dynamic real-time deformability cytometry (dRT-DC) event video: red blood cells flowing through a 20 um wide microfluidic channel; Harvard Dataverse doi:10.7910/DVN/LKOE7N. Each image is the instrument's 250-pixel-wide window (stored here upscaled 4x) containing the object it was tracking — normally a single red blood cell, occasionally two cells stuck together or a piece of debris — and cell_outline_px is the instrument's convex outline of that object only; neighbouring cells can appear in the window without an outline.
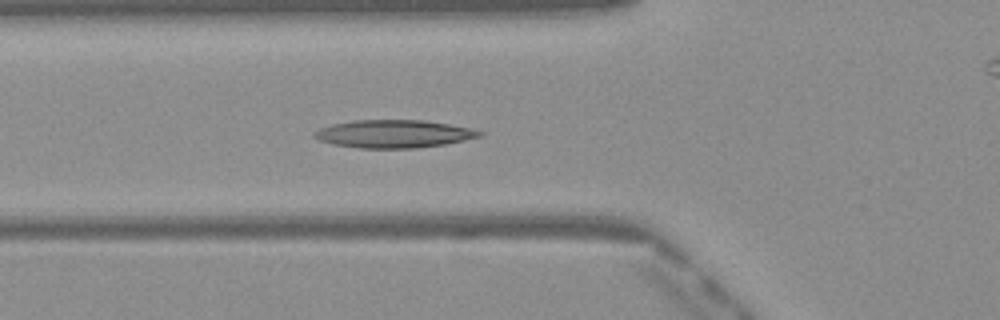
{"species": "Egyptian fruit bat (a non-hibernating species)", "species_latin": "Rousettus aegyptiacus", "temperature_condition": "warm", "stored_images_in_passage": 37, "camera_frame_rate_fps": 3000, "um_per_image_px": 0.085, "frame": {"image": 1, "passage_image": 8, "time_ms": 2.333, "image_size_px": [1000, 320], "cell_outline_px": [[484, 136], [444, 144], [416, 148], [360, 148], [336, 144], [320, 140], [312, 136], [312, 132], [320, 128], [332, 124], [352, 120], [424, 120], [472, 128], [484, 132]], "centroid_in_image_um": [33.49, 11.37], "position_along_channel_um": 92.3, "area_um2": 26.82}}
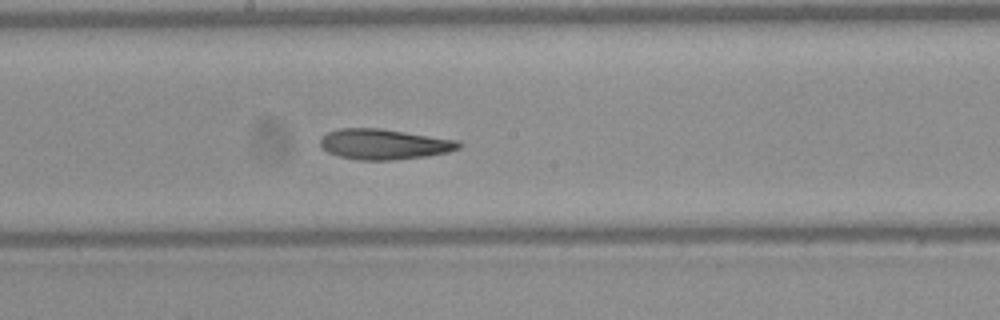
{"frame": {"image": 2, "passage_image": 17, "time_ms": 5.333, "image_size_px": [1000, 320], "cell_outline_px": [[464, 144], [460, 148], [448, 152], [428, 156], [392, 160], [360, 160], [340, 156], [328, 152], [320, 148], [320, 140], [328, 132], [340, 128], [380, 128], [460, 140]], "centroid_in_image_um": [32.69, 12.25], "position_along_channel_um": 215.5, "area_um2": 24.74}}
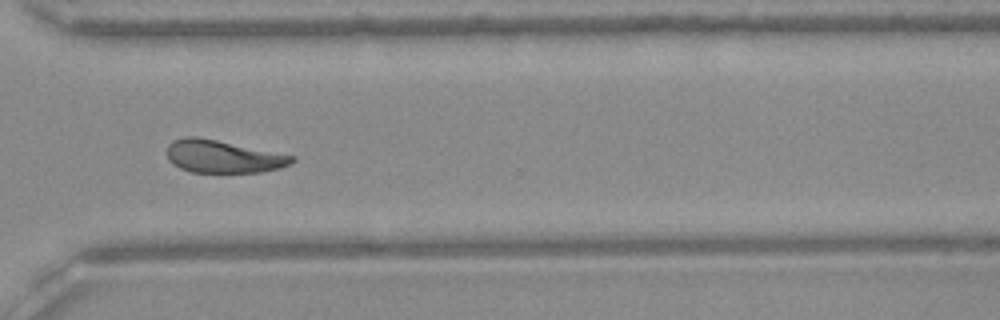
{"frame": {"image": 3, "passage_image": 27, "time_ms": 8.667, "image_size_px": [1000, 320], "cell_outline_px": [[296, 160], [292, 164], [280, 168], [260, 172], [192, 172], [180, 168], [172, 164], [168, 160], [168, 144], [172, 140], [184, 136], [196, 136], [296, 156]], "centroid_in_image_um": [18.96, 13.3], "position_along_channel_um": 351.6, "area_um2": 23.81}, "authors_computed_cell_mechanics": {"area_um2": 24.6806, "velocity_mm_per_s": 4.0869, "shape_relaxation_time_tau1_ms": null, "shape_relaxation_time_tau2_ms": 8.4748, "deformation_change_tau1": null, "deformation_change_tau2": 0.1857}}